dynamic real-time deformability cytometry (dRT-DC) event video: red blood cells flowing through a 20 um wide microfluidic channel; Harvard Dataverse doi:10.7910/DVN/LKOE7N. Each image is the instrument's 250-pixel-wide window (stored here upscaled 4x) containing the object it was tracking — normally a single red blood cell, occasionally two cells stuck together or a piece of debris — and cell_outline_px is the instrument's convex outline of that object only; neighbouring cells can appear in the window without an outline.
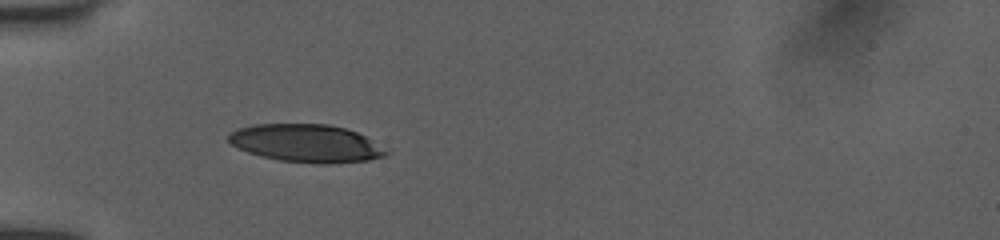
{"species": "human", "species_latin": "Homo sapiens", "temperature_condition": "room temperature", "stored_images_in_passage": 24, "camera_frame_rate_fps": 3000, "um_per_image_px": 0.085, "donor": {"sex": "female"}, "frame": {"image": 1, "passage_image": 1, "time_ms": 0.0, "image_size_px": [1000, 240], "cell_outline_px": [[388, 152], [384, 156], [368, 160], [320, 164], [280, 160], [248, 152], [236, 148], [228, 140], [228, 136], [236, 128], [256, 124], [328, 124], [344, 128], [356, 132], [364, 136]], "centroid_in_image_um": [25.97, 12.17], "position_along_channel_um": 59.0, "area_um2": 34.22}}
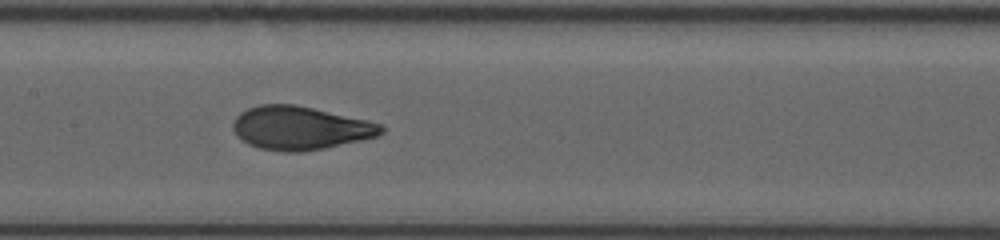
{"frame": {"image": 2, "passage_image": 7, "time_ms": 3.333, "image_size_px": [1000, 240], "cell_outline_px": [[384, 132], [376, 136], [360, 140], [324, 148], [304, 152], [284, 152], [260, 148], [248, 144], [236, 136], [232, 128], [232, 124], [236, 116], [240, 112], [248, 108], [260, 104], [296, 104], [368, 120], [384, 124]], "centroid_in_image_um": [25.5, 10.87], "position_along_channel_um": 181.9, "area_um2": 37.69}}
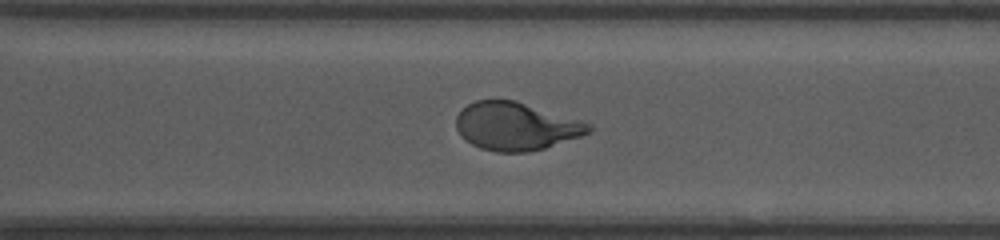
{"frame": {"image": 3, "passage_image": 14, "time_ms": 7.0, "image_size_px": [1000, 240], "cell_outline_px": [[592, 128], [588, 132], [580, 136], [544, 148], [528, 152], [496, 152], [480, 148], [464, 140], [460, 136], [456, 128], [456, 116], [468, 104], [476, 100], [516, 100], [592, 124]], "centroid_in_image_um": [43.81, 10.73], "position_along_channel_um": 326.8, "area_um2": 36.88}, "authors_computed_cell_mechanics": {"area_um2": 36.9053, "velocity_mm_per_s": 3.9712, "shape_relaxation_time_tau1_ms": 3.3245, "shape_relaxation_time_tau2_ms": 0.6888, "deformation_change_tau1": 0.1784, "deformation_change_tau2": 0.0593}}